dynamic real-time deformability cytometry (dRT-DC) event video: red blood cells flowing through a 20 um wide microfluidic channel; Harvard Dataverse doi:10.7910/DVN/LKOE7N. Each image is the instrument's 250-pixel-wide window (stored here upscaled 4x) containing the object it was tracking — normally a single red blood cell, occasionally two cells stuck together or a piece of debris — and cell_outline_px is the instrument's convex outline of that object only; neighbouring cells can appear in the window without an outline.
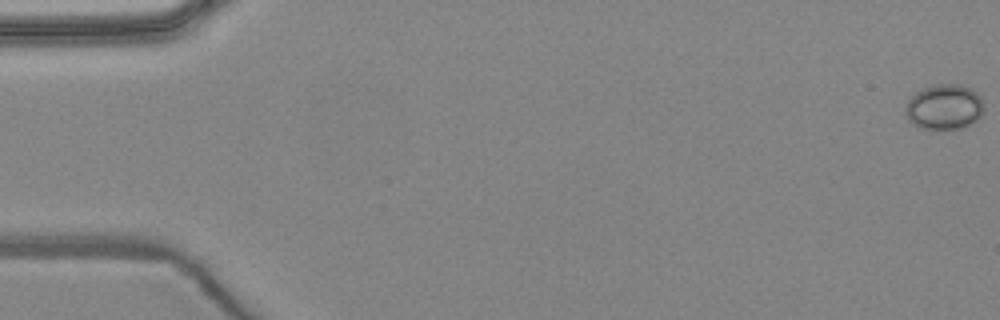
{"species": "common noctule bat (a hibernating species)", "species_latin": "Nyctalus noctula", "temperature_condition": "warm", "stored_images_in_passage": 6, "camera_frame_rate_fps": 3000, "um_per_image_px": 0.085, "animal": {"sex": "female", "body_mass_g": 24.6, "forearm_length_mm": 56.2}, "frame": {"image": 1, "passage_image": 1, "time_ms": 0.0, "image_size_px": [1000, 320], "cell_outline_px": [[984, 112], [976, 120], [960, 128], [920, 128], [912, 124], [908, 120], [904, 112], [904, 108], [908, 100], [916, 92], [924, 88], [936, 84], [960, 84], [976, 92], [980, 96]], "centroid_in_image_um": [80.23, 9.08], "position_along_channel_um": 4.8, "area_um2": 20.52}}
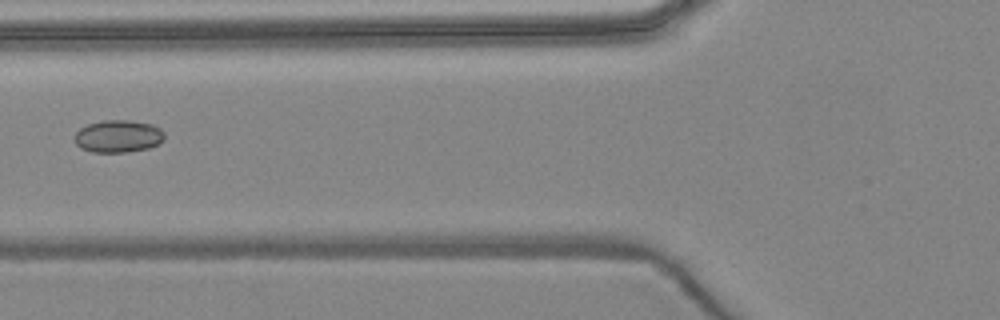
{"frame": {"image": 2, "passage_image": 6, "time_ms": 6.667, "image_size_px": [1000, 320], "cell_outline_px": [[164, 140], [160, 144], [148, 148], [128, 152], [92, 152], [80, 148], [76, 144], [76, 132], [80, 128], [88, 124], [104, 120], [128, 120], [152, 124], [160, 128], [164, 132]], "centroid_in_image_um": [10.08, 11.58], "position_along_channel_um": 115.7, "area_um2": 17.05}}